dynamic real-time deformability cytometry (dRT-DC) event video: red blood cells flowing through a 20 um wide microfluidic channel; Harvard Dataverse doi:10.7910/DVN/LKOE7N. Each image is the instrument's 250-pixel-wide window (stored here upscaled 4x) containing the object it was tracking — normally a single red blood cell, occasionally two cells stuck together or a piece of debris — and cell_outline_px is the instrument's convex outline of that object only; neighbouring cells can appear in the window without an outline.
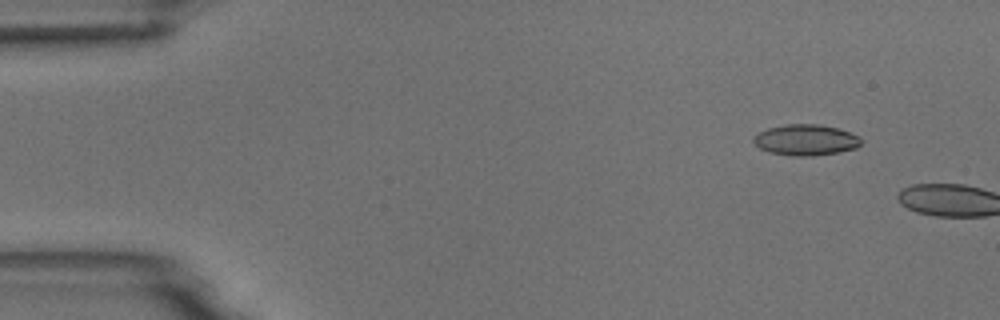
{"species": "common noctule bat (a hibernating species)", "species_latin": "Nyctalus noctula", "temperature_condition": "room temperature", "stored_images_in_passage": 5, "segment_of_instrument_passage": [2, 2], "camera_frame_rate_fps": 3000, "um_per_image_px": 0.085, "animal": {"sex": "male", "body_mass_g": 18.8}, "frame": {"image": 1, "passage_image": 5, "time_ms": 5.667, "image_size_px": [1000, 320], "cell_outline_px": [[864, 140], [856, 148], [836, 152], [812, 156], [796, 156], [768, 152], [760, 148], [752, 140], [760, 132], [768, 128], [788, 124], [820, 124], [836, 128], [860, 136]], "centroid_in_image_um": [68.52, 11.89], "position_along_channel_um": 16.5, "area_um2": 19.19}}